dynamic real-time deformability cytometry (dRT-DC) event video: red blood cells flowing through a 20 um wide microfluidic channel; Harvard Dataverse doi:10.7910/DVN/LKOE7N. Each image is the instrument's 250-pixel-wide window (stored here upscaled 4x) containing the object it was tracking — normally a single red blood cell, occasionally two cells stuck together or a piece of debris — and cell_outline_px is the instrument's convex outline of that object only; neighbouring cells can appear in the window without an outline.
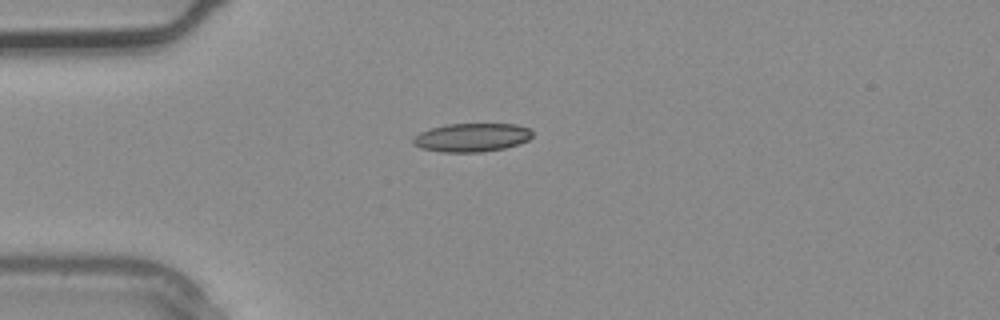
{"species": "common noctule bat (a hibernating species)", "species_latin": "Nyctalus noctula", "temperature_condition": "warm", "stored_images_in_passage": 2, "camera_frame_rate_fps": 3000, "um_per_image_px": 0.085, "animal": {"sex": "male", "body_mass_g": 20.4}, "frame": {"image": 1, "passage_image": 2, "time_ms": 0.333, "image_size_px": [1000, 320], "cell_outline_px": [[532, 136], [528, 140], [504, 148], [480, 152], [440, 152], [420, 148], [412, 144], [412, 136], [420, 132], [444, 124], [516, 124], [528, 128], [532, 132]], "centroid_in_image_um": [40.04, 11.68], "position_along_channel_um": 45.0, "area_um2": 19.88}}